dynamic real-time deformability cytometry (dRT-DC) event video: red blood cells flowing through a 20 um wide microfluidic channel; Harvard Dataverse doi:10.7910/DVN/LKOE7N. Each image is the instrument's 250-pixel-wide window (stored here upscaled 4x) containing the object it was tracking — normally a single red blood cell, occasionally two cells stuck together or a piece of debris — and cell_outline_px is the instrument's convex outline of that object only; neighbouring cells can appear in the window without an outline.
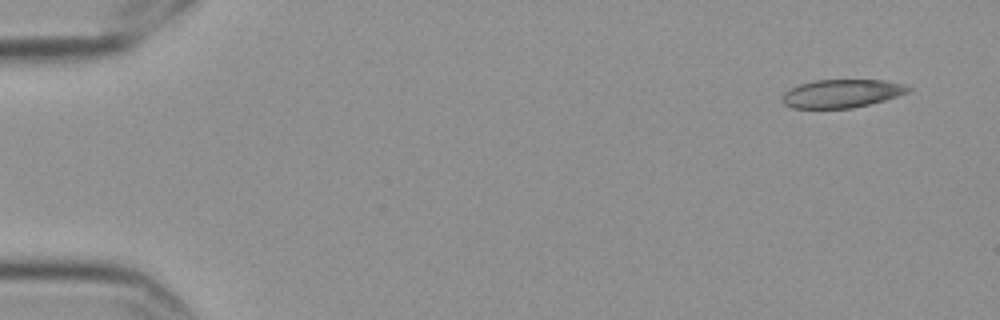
{"species": "Egyptian fruit bat (a non-hibernating species)", "species_latin": "Rousettus aegyptiacus", "temperature_condition": "cold", "stored_images_in_passage": 6, "camera_frame_rate_fps": 3000, "um_per_image_px": 0.085, "frame": {"image": 1, "passage_image": 1, "time_ms": 0.0, "image_size_px": [1000, 320], "cell_outline_px": [[912, 88], [908, 92], [884, 100], [852, 108], [792, 108], [784, 104], [784, 92], [800, 84], [812, 80], [884, 80], [908, 84]], "centroid_in_image_um": [71.59, 7.94], "position_along_channel_um": 13.4, "area_um2": 20.63}}
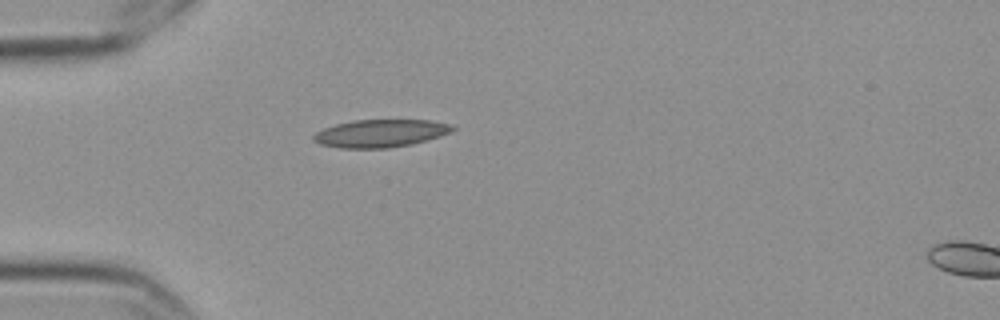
{"frame": {"image": 2, "passage_image": 5, "time_ms": 1.333, "image_size_px": [1000, 320], "cell_outline_px": [[456, 128], [452, 132], [440, 136], [412, 144], [388, 148], [340, 148], [320, 144], [312, 140], [312, 136], [316, 132], [324, 128], [336, 124], [352, 120], [432, 120], [452, 124]], "centroid_in_image_um": [32.35, 11.33], "position_along_channel_um": 52.6, "area_um2": 22.6}}